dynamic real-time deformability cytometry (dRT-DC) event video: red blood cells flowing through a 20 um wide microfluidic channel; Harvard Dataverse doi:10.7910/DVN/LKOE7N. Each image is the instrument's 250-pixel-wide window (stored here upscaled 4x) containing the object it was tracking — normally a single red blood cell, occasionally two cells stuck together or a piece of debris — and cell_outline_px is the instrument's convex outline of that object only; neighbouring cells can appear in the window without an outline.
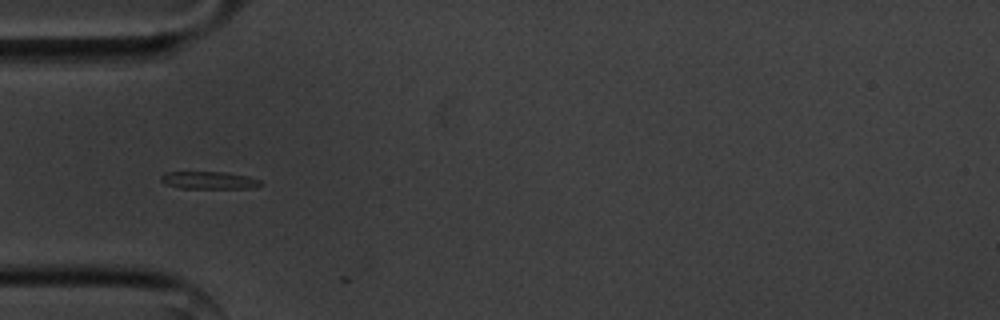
{"species": "common noctule bat (a hibernating species)", "species_latin": "Nyctalus noctula", "temperature_condition": "cold", "stored_images_in_passage": 2, "camera_frame_rate_fps": 3000, "um_per_image_px": 0.085, "animal": {"sex": "male", "body_mass_g": 20.1, "forearm_length_mm": 53.5}, "frame": {"image": 1, "passage_image": 1, "time_ms": 0.0, "image_size_px": [1000, 320], "cell_outline_px": [[264, 184], [252, 188], [180, 188], [164, 184], [160, 180], [160, 176], [164, 172], [224, 172], [248, 176], [260, 180]], "centroid_in_image_um": [17.74, 15.32], "position_along_channel_um": 67.3, "area_um2": 10.23}}